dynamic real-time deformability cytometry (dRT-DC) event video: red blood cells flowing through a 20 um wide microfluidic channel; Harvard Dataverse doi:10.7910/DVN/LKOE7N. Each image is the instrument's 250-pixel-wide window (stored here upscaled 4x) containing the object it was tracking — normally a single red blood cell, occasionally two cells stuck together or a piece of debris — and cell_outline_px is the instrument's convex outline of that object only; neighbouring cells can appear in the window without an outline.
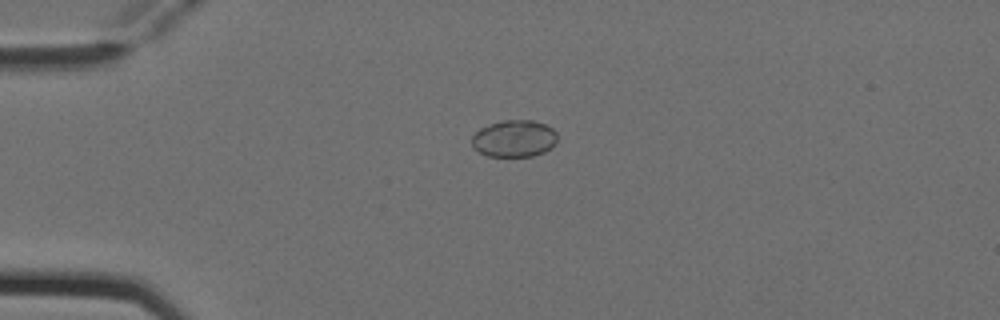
{"species": "Egyptian fruit bat (a non-hibernating species)", "species_latin": "Rousettus aegyptiacus", "temperature_condition": "cold", "stored_images_in_passage": 7, "camera_frame_rate_fps": 3000, "um_per_image_px": 0.085, "animal": {"sex": "female"}, "frame": {"image": 1, "passage_image": 4, "time_ms": 1.0, "image_size_px": [1000, 320], "cell_outline_px": [[556, 144], [552, 148], [544, 152], [532, 156], [488, 156], [480, 152], [472, 144], [472, 136], [480, 128], [504, 120], [532, 120], [544, 124], [552, 128], [556, 132]], "centroid_in_image_um": [43.74, 11.78], "position_along_channel_um": 41.3, "area_um2": 18.26}}
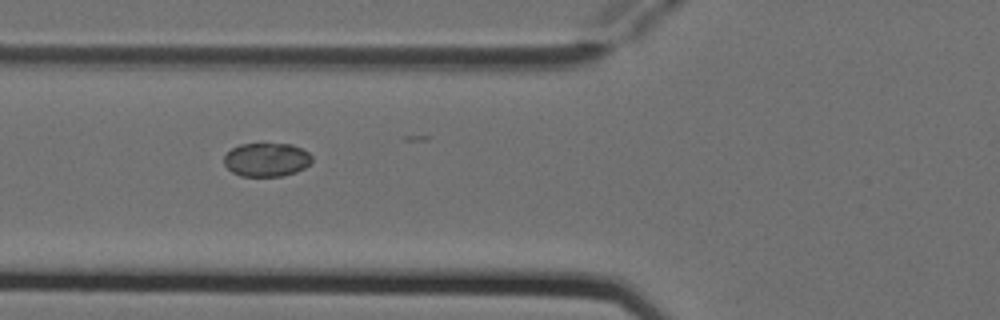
{"frame": {"image": 2, "passage_image": 6, "time_ms": 1.667, "image_size_px": [1000, 320], "cell_outline_px": [[312, 160], [304, 168], [296, 172], [280, 176], [240, 176], [232, 172], [224, 164], [224, 156], [232, 148], [240, 144], [292, 144], [308, 152], [312, 156]], "centroid_in_image_um": [22.64, 13.57], "position_along_channel_um": 103.2, "area_um2": 17.17}}
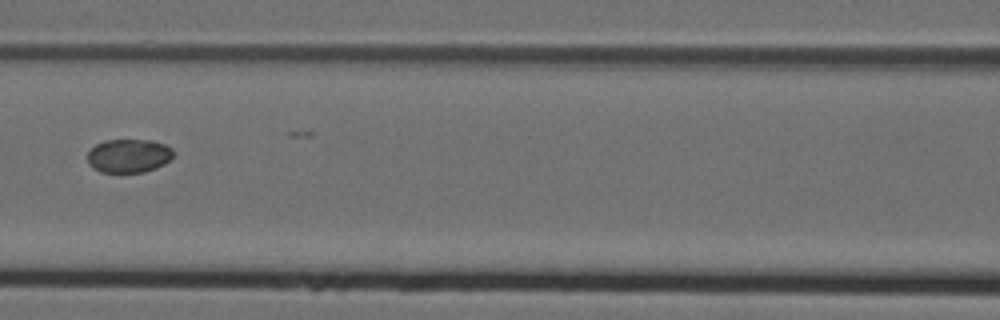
{"frame": {"image": 3, "passage_image": 7, "time_ms": 2.0, "image_size_px": [1000, 320], "cell_outline_px": [[176, 152], [164, 164], [156, 168], [144, 172], [100, 172], [92, 168], [88, 164], [88, 152], [96, 144], [104, 140], [152, 140], [164, 144], [172, 148]], "centroid_in_image_um": [10.94, 13.24], "position_along_channel_um": 155.7, "area_um2": 16.94}}